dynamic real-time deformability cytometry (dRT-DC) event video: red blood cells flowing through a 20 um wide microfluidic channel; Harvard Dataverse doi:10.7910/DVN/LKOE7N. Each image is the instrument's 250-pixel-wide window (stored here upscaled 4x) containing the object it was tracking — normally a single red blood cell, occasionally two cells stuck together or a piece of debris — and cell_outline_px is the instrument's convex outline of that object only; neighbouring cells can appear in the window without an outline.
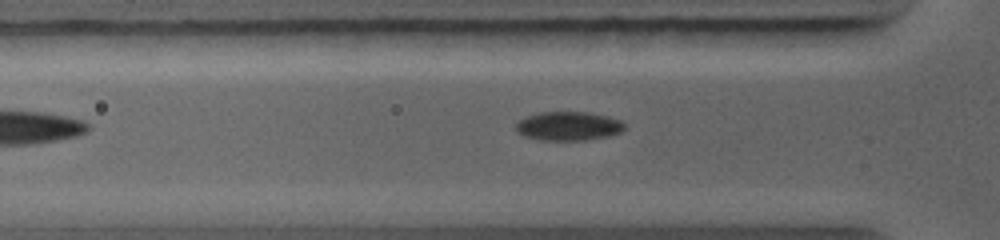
{"species": "common noctule bat (a hibernating species)", "species_latin": "Nyctalus noctula", "temperature_condition": "warm", "stored_images_in_passage": 4, "segment_of_instrument_passage": [2, 2], "camera_frame_rate_fps": 5000, "um_per_image_px": 0.085, "animal": {"sex": "female", "body_mass_g": 19.0, "forearm_length_mm": 56.7}, "frame": {"image": 1, "passage_image": 4, "time_ms": 2.0, "image_size_px": [1000, 240], "cell_outline_px": [[624, 128], [620, 132], [608, 136], [584, 140], [540, 140], [524, 136], [516, 132], [512, 128], [520, 120], [528, 116], [540, 112], [588, 112], [608, 116], [620, 120], [624, 124]], "centroid_in_image_um": [48.27, 10.72], "position_along_channel_um": 77.5, "area_um2": 18.32}}